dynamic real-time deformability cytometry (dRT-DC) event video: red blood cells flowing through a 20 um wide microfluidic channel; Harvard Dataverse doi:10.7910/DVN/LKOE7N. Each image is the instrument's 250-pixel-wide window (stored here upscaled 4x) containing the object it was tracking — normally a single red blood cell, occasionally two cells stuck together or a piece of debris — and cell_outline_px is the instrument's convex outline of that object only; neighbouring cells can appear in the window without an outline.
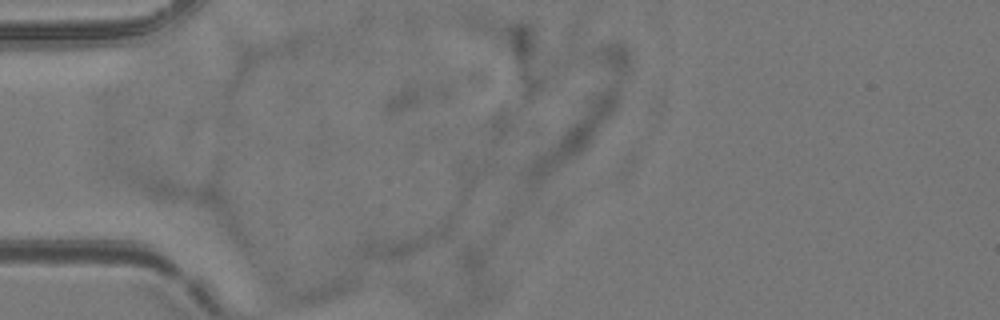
{"species": "common noctule bat (a hibernating species)", "species_latin": "Nyctalus noctula", "temperature_condition": "room temperature", "stored_images_in_passage": 4, "camera_frame_rate_fps": 3000, "um_per_image_px": 0.085, "animal": {"sex": "female", "body_mass_g": 24.6, "forearm_length_mm": 56.2}, "frame": {"image": 1, "passage_image": 3, "time_ms": 0.667, "image_size_px": [1000, 320], "cell_outline_px": [[352, 288], [304, 304], [276, 304], [268, 300], [268, 272], [272, 272], [344, 276], [352, 284]], "centroid_in_image_um": [25.81, 24.42], "position_along_channel_um": 59.2, "area_um2": 15.03}}